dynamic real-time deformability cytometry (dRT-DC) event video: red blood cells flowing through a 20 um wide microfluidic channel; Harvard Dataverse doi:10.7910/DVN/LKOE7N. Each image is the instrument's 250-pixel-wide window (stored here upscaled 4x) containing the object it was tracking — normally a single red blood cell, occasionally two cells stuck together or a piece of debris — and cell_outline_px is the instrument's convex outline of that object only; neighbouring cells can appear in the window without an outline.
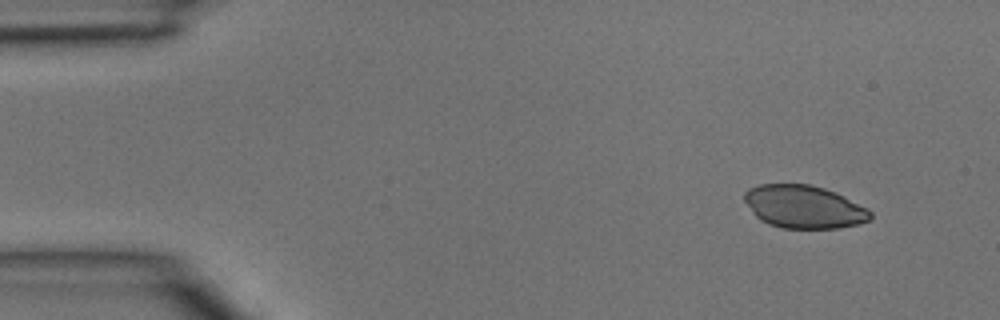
{"species": "common noctule bat (a hibernating species)", "species_latin": "Nyctalus noctula", "temperature_condition": "room temperature", "stored_images_in_passage": 3, "camera_frame_rate_fps": 3000, "um_per_image_px": 0.085, "animal": {"sex": "male", "body_mass_g": 15.6}, "frame": {"image": 1, "passage_image": 1, "time_ms": 0.0, "image_size_px": [1000, 320], "cell_outline_px": [[872, 220], [840, 228], [784, 228], [768, 224], [760, 220], [756, 216], [744, 200], [744, 192], [748, 188], [760, 184], [808, 184], [824, 188], [836, 192], [868, 208], [872, 212]], "centroid_in_image_um": [68.35, 17.57], "position_along_channel_um": 16.6, "area_um2": 31.62}}